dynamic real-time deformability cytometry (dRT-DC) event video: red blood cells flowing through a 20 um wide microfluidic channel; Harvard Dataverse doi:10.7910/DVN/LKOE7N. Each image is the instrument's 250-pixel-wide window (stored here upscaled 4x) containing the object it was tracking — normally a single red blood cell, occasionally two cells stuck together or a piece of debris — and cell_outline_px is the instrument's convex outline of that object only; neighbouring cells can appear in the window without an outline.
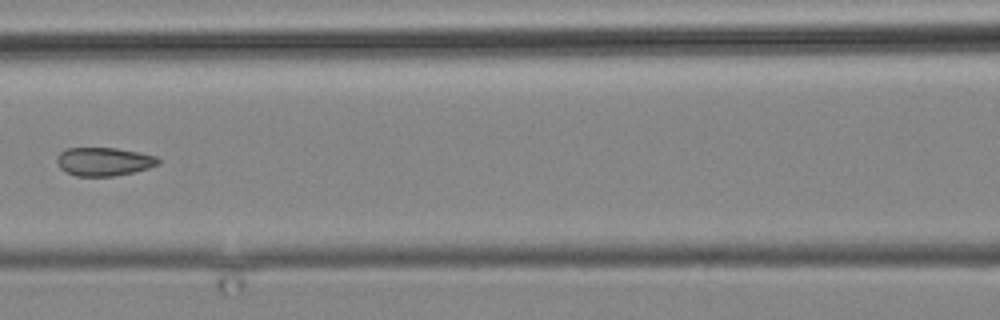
{"species": "common noctule bat (a hibernating species)", "species_latin": "Nyctalus noctula", "temperature_condition": "cold", "stored_images_in_passage": 22, "camera_frame_rate_fps": 3000, "um_per_image_px": 0.085, "animal": {"sex": "male", "body_mass_g": 19.2, "forearm_length_mm": 51.8}, "frame": {"image": 1, "passage_image": 13, "time_ms": 15.333, "image_size_px": [1000, 320], "cell_outline_px": [[160, 164], [148, 168], [132, 172], [112, 176], [76, 176], [60, 168], [56, 160], [56, 156], [60, 152], [68, 148], [116, 148], [156, 156], [160, 160]], "centroid_in_image_um": [8.81, 13.73], "position_along_channel_um": 157.8, "area_um2": 16.65}}
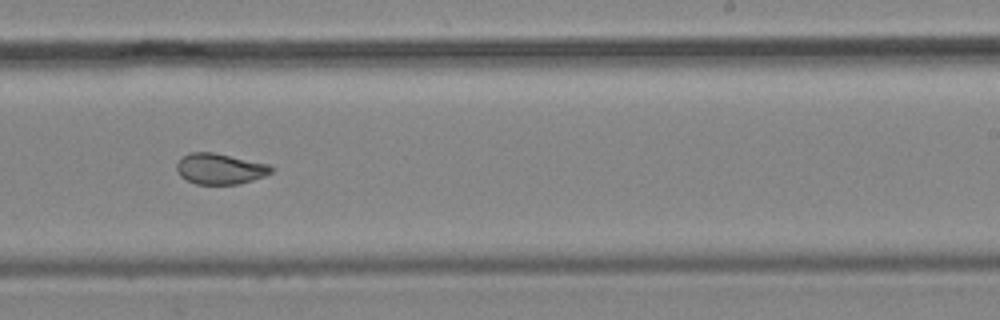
{"frame": {"image": 2, "passage_image": 16, "time_ms": 18.667, "image_size_px": [1000, 320], "cell_outline_px": [[272, 172], [264, 176], [252, 180], [236, 184], [196, 184], [180, 176], [176, 168], [176, 164], [188, 152], [212, 152], [268, 164], [272, 168]], "centroid_in_image_um": [18.67, 14.35], "position_along_channel_um": 270.3, "area_um2": 16.7}}
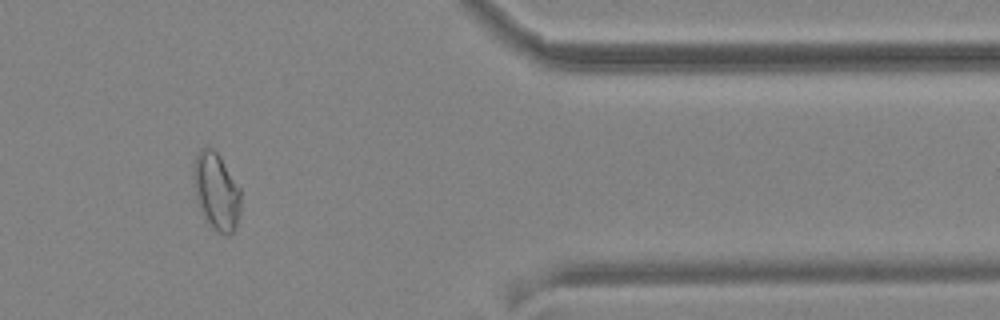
{"frame": {"image": 3, "passage_image": 19, "time_ms": 23.0, "image_size_px": [1000, 320], "cell_outline_px": [[240, 212], [236, 228], [228, 236], [224, 236], [208, 220], [200, 208], [196, 196], [192, 176], [192, 164], [200, 148], [212, 148], [220, 156], [240, 188]], "centroid_in_image_um": [18.39, 16.22], "position_along_channel_um": 393.0, "area_um2": 21.04}}